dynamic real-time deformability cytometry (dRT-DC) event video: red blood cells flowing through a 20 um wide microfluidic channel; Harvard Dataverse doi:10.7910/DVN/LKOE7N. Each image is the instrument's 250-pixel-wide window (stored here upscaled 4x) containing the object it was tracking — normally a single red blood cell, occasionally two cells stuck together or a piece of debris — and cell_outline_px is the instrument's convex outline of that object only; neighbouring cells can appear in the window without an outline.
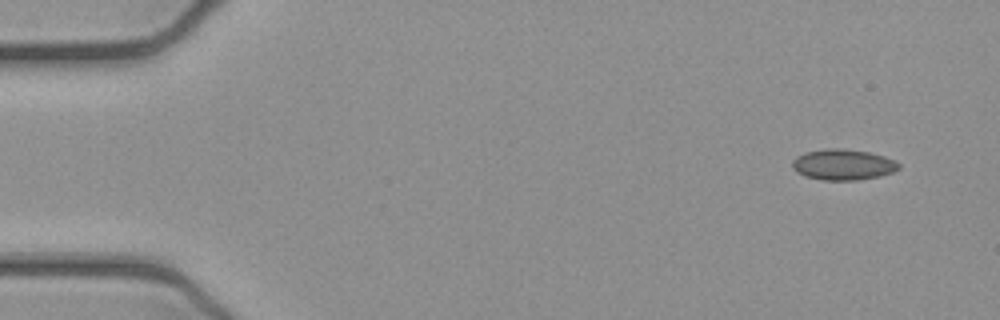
{"species": "common noctule bat (a hibernating species)", "species_latin": "Nyctalus noctula", "temperature_condition": "cold", "stored_images_in_passage": 50, "camera_frame_rate_fps": 3000, "um_per_image_px": 0.085, "animal": {"sex": "female", "body_mass_g": 21.9}, "frame": {"image": 1, "passage_image": 1, "time_ms": 0.0, "image_size_px": [1000, 320], "cell_outline_px": [[900, 168], [892, 172], [880, 176], [856, 180], [824, 180], [804, 176], [796, 172], [792, 168], [792, 160], [796, 156], [804, 152], [828, 148], [840, 148], [868, 152], [884, 156], [896, 160], [900, 164]], "centroid_in_image_um": [71.64, 13.99], "position_along_channel_um": 13.4, "area_um2": 19.25}}
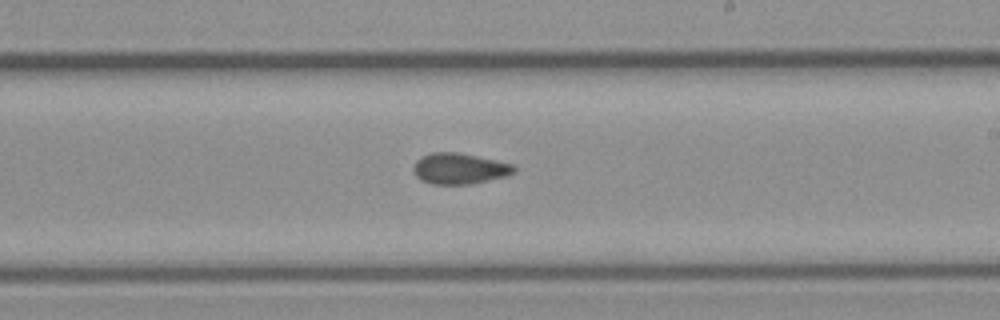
{"frame": {"image": 2, "passage_image": 28, "time_ms": 9.0, "image_size_px": [1000, 320], "cell_outline_px": [[516, 172], [504, 176], [472, 184], [432, 184], [420, 180], [412, 172], [412, 168], [416, 160], [420, 156], [432, 152], [460, 152], [496, 160], [512, 164], [516, 168]], "centroid_in_image_um": [39.01, 14.32], "position_along_channel_um": 250.0, "area_um2": 18.32}}
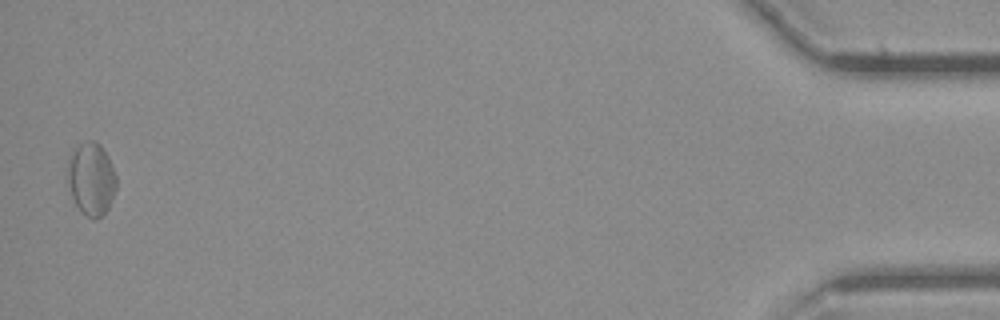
{"frame": {"image": 3, "passage_image": 49, "time_ms": 16.0, "image_size_px": [1000, 320], "cell_outline_px": [[116, 188], [108, 208], [100, 216], [88, 216], [80, 212], [72, 196], [68, 184], [68, 156], [72, 148], [88, 140], [96, 140], [100, 144], [108, 156], [116, 176]], "centroid_in_image_um": [7.74, 15.14], "position_along_channel_um": 427.5, "area_um2": 20.58}, "authors_computed_cell_mechanics": {"area_um2": 18.3226, "velocity_mm_per_s": 3.9015, "shape_relaxation_time_tau1_ms": null, "shape_relaxation_time_tau2_ms": 2.9931, "deformation_change_tau1": null, "deformation_change_tau2": 0.0607}}